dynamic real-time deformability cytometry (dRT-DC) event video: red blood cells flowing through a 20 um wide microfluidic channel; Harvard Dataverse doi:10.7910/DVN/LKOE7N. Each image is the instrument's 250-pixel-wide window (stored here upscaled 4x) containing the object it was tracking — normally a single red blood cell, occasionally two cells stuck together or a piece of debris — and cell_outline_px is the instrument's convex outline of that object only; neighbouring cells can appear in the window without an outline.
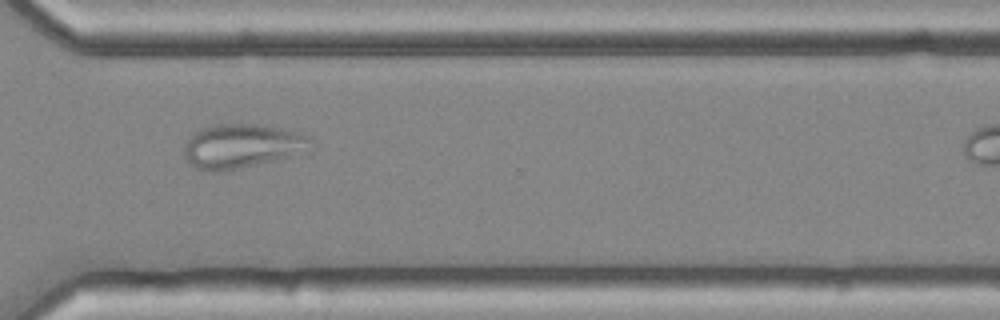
{"species": "common noctule bat (a hibernating species)", "species_latin": "Nyctalus noctula", "temperature_condition": "cold", "stored_images_in_passage": 34, "camera_frame_rate_fps": 3000, "um_per_image_px": 0.085, "animal": {"sex": "female", "body_mass_g": 25.1}, "frame": {"image": 1, "passage_image": 29, "time_ms": 9.333, "image_size_px": [1000, 320], "cell_outline_px": [[312, 152], [236, 168], [216, 172], [208, 172], [192, 168], [188, 164], [184, 152], [184, 148], [188, 140], [200, 128], [216, 124], [256, 124], [280, 128], [300, 132], [312, 136]], "centroid_in_image_um": [20.62, 12.42], "position_along_channel_um": 350.0, "area_um2": 32.95}}